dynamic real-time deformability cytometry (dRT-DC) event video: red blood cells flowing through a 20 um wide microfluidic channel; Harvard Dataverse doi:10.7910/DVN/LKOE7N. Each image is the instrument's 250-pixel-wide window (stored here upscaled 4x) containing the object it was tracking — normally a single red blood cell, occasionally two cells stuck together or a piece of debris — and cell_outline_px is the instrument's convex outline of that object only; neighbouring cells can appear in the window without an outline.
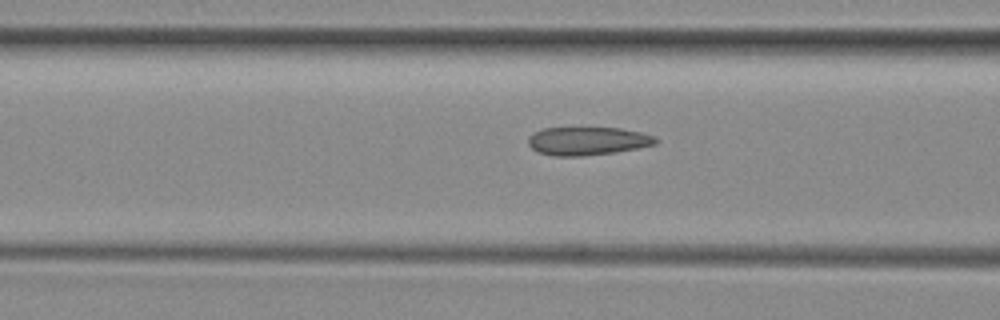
{"species": "common noctule bat (a hibernating species)", "species_latin": "Nyctalus noctula", "temperature_condition": "room temperature", "stored_images_in_passage": 25, "camera_frame_rate_fps": 3000, "um_per_image_px": 0.085, "animal": {"sex": "female", "body_mass_g": 29.2, "forearm_length_mm": 56.3}, "frame": {"image": 1, "passage_image": 11, "time_ms": 3.333, "image_size_px": [1000, 320], "cell_outline_px": [[660, 140], [656, 144], [616, 152], [584, 156], [552, 156], [536, 152], [528, 144], [528, 136], [532, 132], [544, 128], [620, 128], [640, 132], [656, 136]], "centroid_in_image_um": [49.92, 11.99], "position_along_channel_um": 116.7, "area_um2": 21.21}}
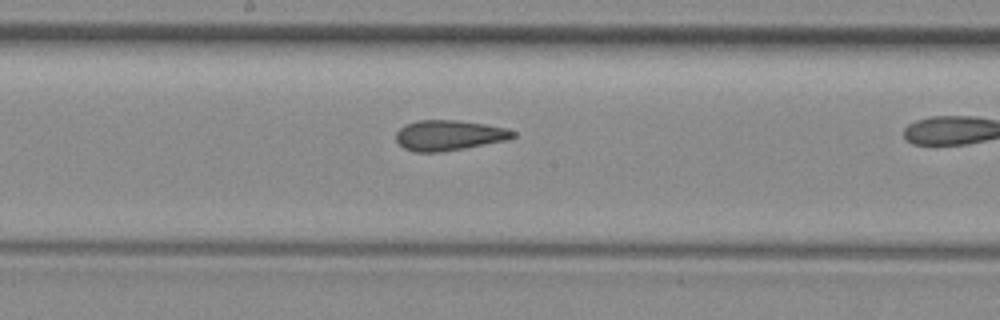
{"frame": {"image": 2, "passage_image": 18, "time_ms": 5.667, "image_size_px": [1000, 320], "cell_outline_px": [[516, 136], [508, 140], [464, 148], [440, 152], [412, 152], [404, 148], [396, 140], [396, 132], [404, 124], [416, 120], [456, 120], [484, 124], [508, 128], [516, 132]], "centroid_in_image_um": [38.16, 11.5], "position_along_channel_um": 210.0, "area_um2": 20.81}}
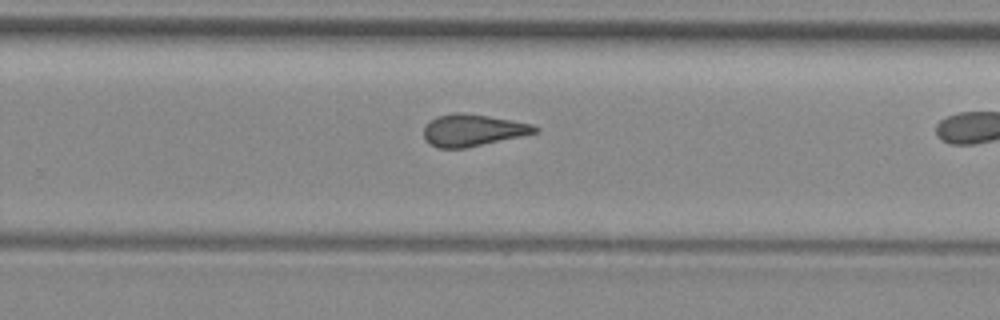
{"frame": {"image": 3, "passage_image": 24, "time_ms": 7.667, "image_size_px": [1000, 320], "cell_outline_px": [[540, 132], [464, 148], [436, 148], [424, 136], [424, 128], [436, 116], [456, 112], [464, 112], [512, 120], [532, 124], [540, 128]], "centroid_in_image_um": [40.22, 11.06], "position_along_channel_um": 289.6, "area_um2": 20.46}}